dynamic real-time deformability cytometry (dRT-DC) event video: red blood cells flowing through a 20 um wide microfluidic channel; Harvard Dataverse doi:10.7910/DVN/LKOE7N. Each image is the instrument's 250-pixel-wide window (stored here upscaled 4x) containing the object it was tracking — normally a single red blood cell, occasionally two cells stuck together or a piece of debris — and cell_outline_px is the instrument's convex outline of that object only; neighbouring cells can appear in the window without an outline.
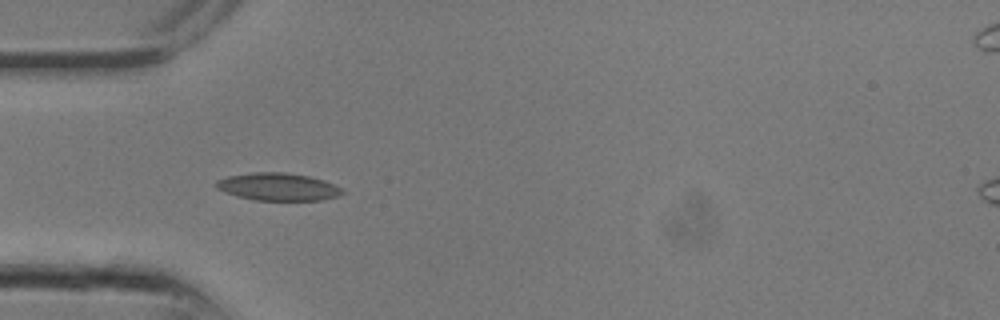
{"species": "common noctule bat (a hibernating species)", "species_latin": "Nyctalus noctula", "temperature_condition": "room temperature", "stored_images_in_passage": 13, "camera_frame_rate_fps": 3000, "um_per_image_px": 0.085, "animal": {"sex": "male", "body_mass_g": 13.3}, "frame": {"image": 1, "passage_image": 5, "time_ms": 1.333, "image_size_px": [1000, 320], "cell_outline_px": [[344, 192], [340, 196], [320, 200], [256, 200], [236, 196], [224, 192], [216, 188], [216, 180], [228, 176], [252, 172], [284, 172], [308, 176], [324, 180], [344, 188]], "centroid_in_image_um": [23.65, 15.87], "position_along_channel_um": 61.4, "area_um2": 20.4}}
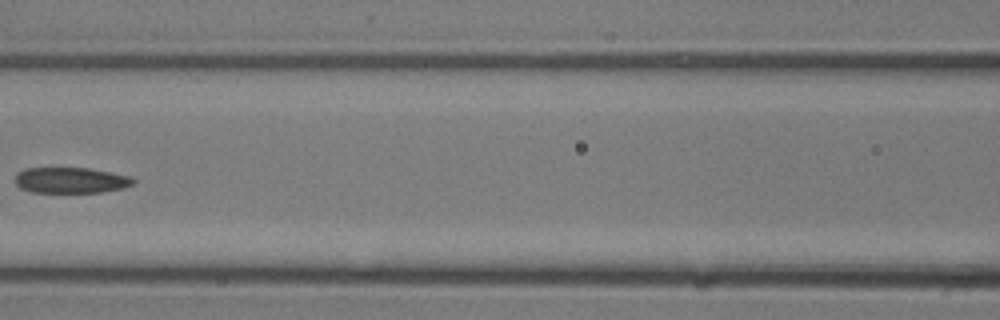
{"frame": {"image": 2, "passage_image": 9, "time_ms": 2.667, "image_size_px": [1000, 320], "cell_outline_px": [[136, 180], [132, 184], [124, 188], [100, 192], [32, 192], [20, 188], [16, 184], [16, 176], [24, 168], [88, 168], [132, 176]], "centroid_in_image_um": [6.05, 15.32], "position_along_channel_um": 160.6, "area_um2": 17.69}}
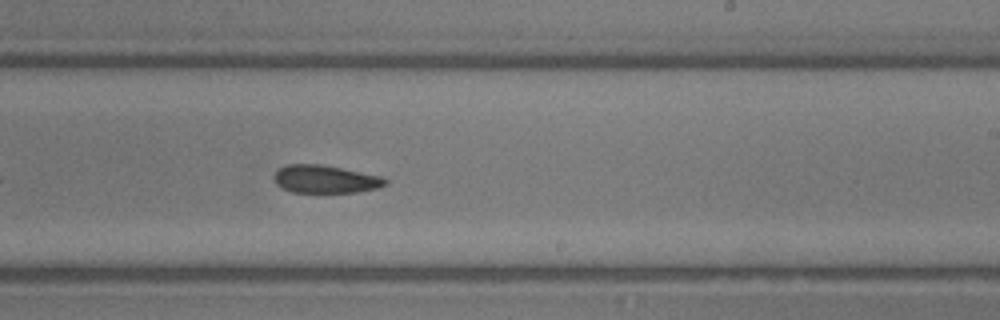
{"frame": {"image": 3, "passage_image": 13, "time_ms": 4.0, "image_size_px": [1000, 320], "cell_outline_px": [[388, 184], [376, 188], [356, 192], [292, 192], [276, 184], [272, 176], [280, 168], [288, 164], [320, 164], [380, 176], [388, 180]], "centroid_in_image_um": [27.63, 15.23], "position_along_channel_um": 261.4, "area_um2": 17.86}}